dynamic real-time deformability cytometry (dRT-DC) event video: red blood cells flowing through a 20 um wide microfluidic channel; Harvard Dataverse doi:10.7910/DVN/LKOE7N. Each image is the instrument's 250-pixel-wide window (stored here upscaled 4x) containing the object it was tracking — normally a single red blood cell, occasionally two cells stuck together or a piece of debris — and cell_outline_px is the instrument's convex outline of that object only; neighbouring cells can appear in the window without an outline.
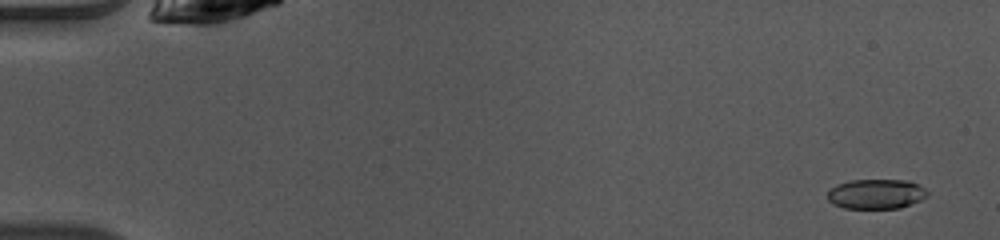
{"species": "common noctule bat (a hibernating species)", "species_latin": "Nyctalus noctula", "temperature_condition": "warm", "stored_images_in_passage": 49, "camera_frame_rate_fps": 3000, "um_per_image_px": 0.085, "animal": {"sex": "female", "body_mass_g": 10.0, "forearm_length_mm": 53.1}, "frame": {"image": 1, "passage_image": 3, "time_ms": 0.667, "image_size_px": [1000, 240], "cell_outline_px": [[928, 196], [920, 200], [900, 208], [844, 208], [832, 204], [828, 200], [828, 192], [836, 184], [852, 180], [908, 180], [920, 184], [928, 192]], "centroid_in_image_um": [74.49, 16.48], "position_along_channel_um": 10.5, "area_um2": 17.4}}
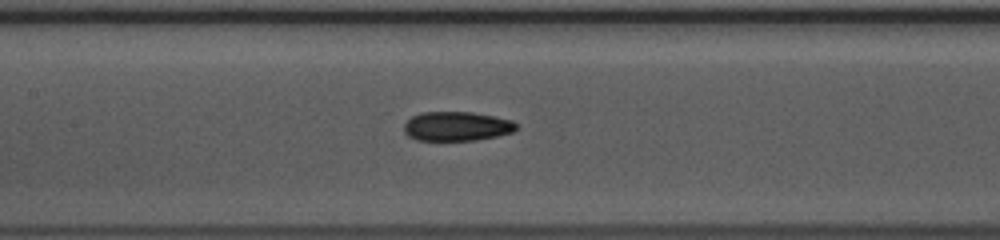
{"frame": {"image": 2, "passage_image": 24, "time_ms": 7.667, "image_size_px": [1000, 240], "cell_outline_px": [[520, 128], [512, 132], [496, 136], [476, 140], [416, 140], [408, 136], [404, 132], [404, 124], [412, 116], [420, 112], [472, 112], [512, 120]], "centroid_in_image_um": [38.81, 10.73], "position_along_channel_um": 168.6, "area_um2": 19.19}}
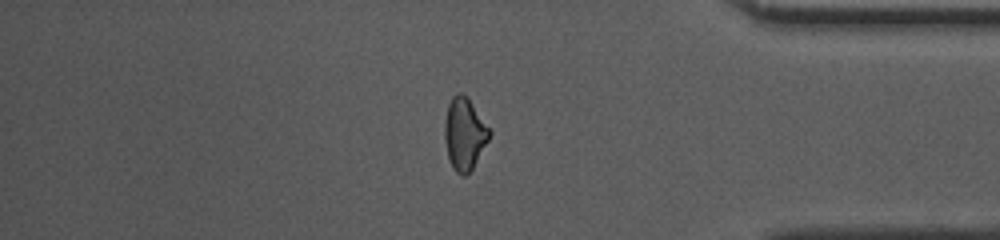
{"frame": {"image": 3, "passage_image": 42, "time_ms": 13.667, "image_size_px": [1000, 240], "cell_outline_px": [[492, 132], [488, 140], [472, 168], [464, 176], [456, 172], [452, 168], [448, 156], [444, 140], [444, 124], [448, 104], [452, 96], [456, 92], [460, 92], [472, 104]], "centroid_in_image_um": [39.45, 11.38], "position_along_channel_um": 395.8, "area_um2": 18.5}, "authors_computed_cell_mechanics": {"area_um2": 18.6694, "velocity_mm_per_s": 4.1245, "shape_relaxation_time_tau1_ms": 5.944, "shape_relaxation_time_tau2_ms": 2.4819, "deformation_change_tau1": 0.1525, "deformation_change_tau2": 0.0902}}